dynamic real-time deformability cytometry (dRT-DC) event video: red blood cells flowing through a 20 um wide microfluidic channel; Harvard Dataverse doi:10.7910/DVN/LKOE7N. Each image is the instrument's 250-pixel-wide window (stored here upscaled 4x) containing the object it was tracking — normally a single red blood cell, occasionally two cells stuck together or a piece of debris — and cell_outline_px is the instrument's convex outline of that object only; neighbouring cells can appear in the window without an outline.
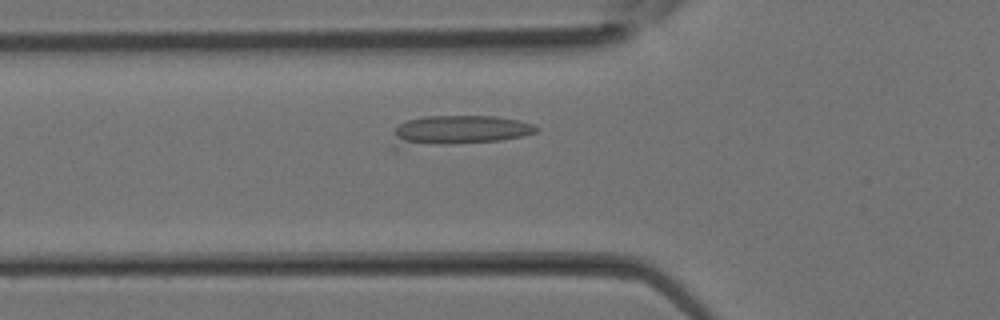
{"species": "Egyptian fruit bat (a non-hibernating species)", "species_latin": "Rousettus aegyptiacus", "temperature_condition": "room temperature", "stored_images_in_passage": 17, "camera_frame_rate_fps": 3000, "um_per_image_px": 0.085, "animal": {"sex": "female"}, "frame": {"image": 1, "passage_image": 2, "time_ms": 0.333, "image_size_px": [1000, 320], "cell_outline_px": [[540, 132], [524, 136], [500, 140], [396, 148], [388, 148], [396, 128], [400, 124], [408, 120], [424, 116], [496, 116], [516, 120], [532, 124], [540, 128]], "centroid_in_image_um": [38.92, 11.09], "position_along_channel_um": 86.9, "area_um2": 25.09}}
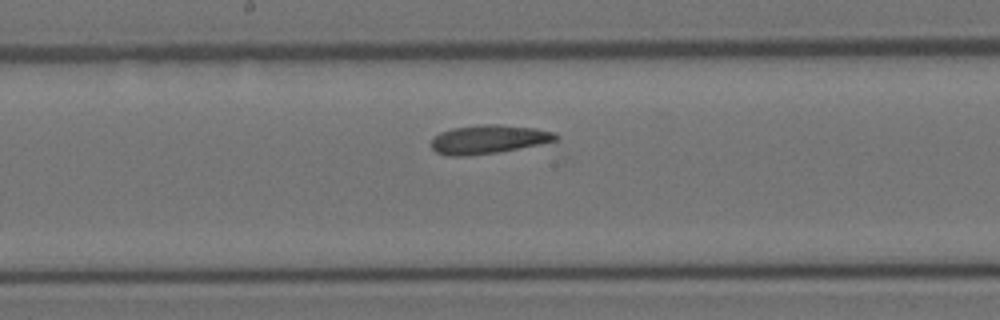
{"frame": {"image": 2, "passage_image": 8, "time_ms": 2.333, "image_size_px": [1000, 320], "cell_outline_px": [[560, 136], [556, 140], [540, 144], [496, 152], [464, 156], [448, 156], [436, 152], [432, 148], [432, 140], [440, 132], [452, 128], [480, 124], [500, 124], [536, 128], [556, 132]], "centroid_in_image_um": [41.54, 11.83], "position_along_channel_um": 206.7, "area_um2": 20.81}}
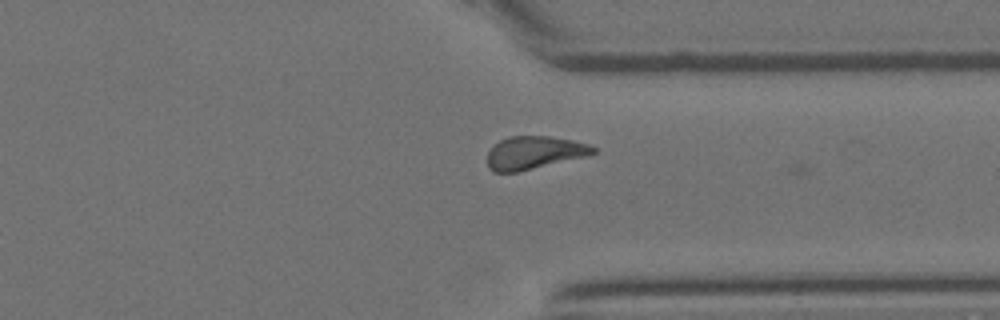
{"frame": {"image": 3, "passage_image": 16, "time_ms": 5.0, "image_size_px": [1000, 320], "cell_outline_px": [[596, 152], [588, 156], [516, 172], [492, 172], [488, 168], [488, 152], [500, 140], [508, 136], [548, 136], [572, 140], [588, 144], [596, 148]], "centroid_in_image_um": [45.41, 12.98], "position_along_channel_um": 366.0, "area_um2": 20.23}}